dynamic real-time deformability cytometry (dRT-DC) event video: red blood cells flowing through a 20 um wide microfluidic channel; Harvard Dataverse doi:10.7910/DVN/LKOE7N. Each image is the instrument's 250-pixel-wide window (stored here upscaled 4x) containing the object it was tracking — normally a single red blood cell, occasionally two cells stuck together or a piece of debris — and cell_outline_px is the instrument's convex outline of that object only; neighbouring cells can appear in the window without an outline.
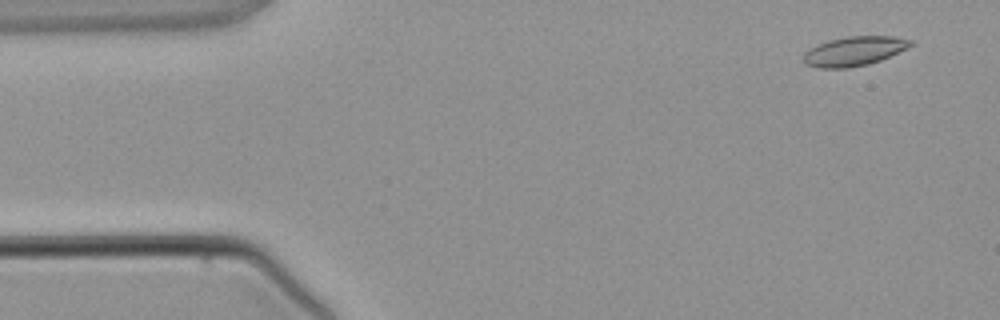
{"species": "common noctule bat (a hibernating species)", "species_latin": "Nyctalus noctula", "temperature_condition": "warm", "stored_images_in_passage": 4, "camera_frame_rate_fps": 3000, "um_per_image_px": 0.085, "animal": {"sex": "male", "body_mass_g": 21.5, "forearm_length_mm": 52.0}, "frame": {"image": 1, "passage_image": 1, "time_ms": 0.0, "image_size_px": [1000, 320], "cell_outline_px": [[912, 44], [908, 48], [880, 60], [868, 64], [848, 68], [816, 68], [804, 64], [804, 52], [828, 40], [848, 36], [892, 36], [912, 40]], "centroid_in_image_um": [72.6, 4.35], "position_along_channel_um": 12.4, "area_um2": 18.21}}
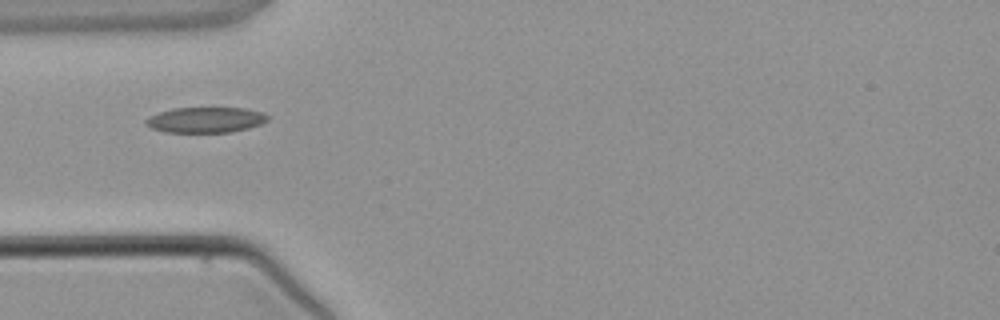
{"frame": {"image": 2, "passage_image": 3, "time_ms": 3.333, "image_size_px": [1000, 320], "cell_outline_px": [[268, 120], [260, 124], [248, 128], [228, 132], [164, 132], [152, 128], [144, 124], [144, 120], [148, 116], [172, 108], [244, 108], [264, 112], [268, 116]], "centroid_in_image_um": [17.45, 10.18], "position_along_channel_um": 67.6, "area_um2": 18.15}}